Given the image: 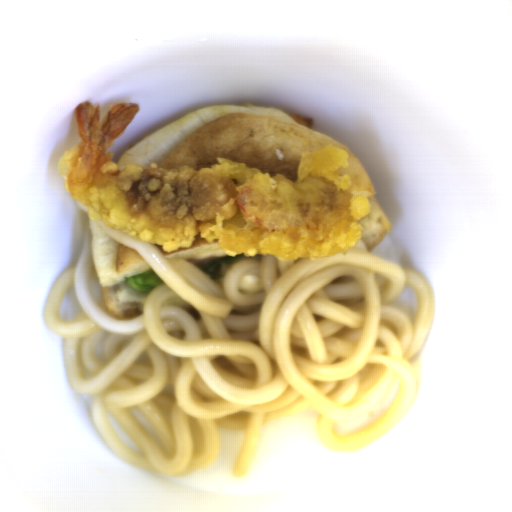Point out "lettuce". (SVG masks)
Returning a JSON list of instances; mask_svg holds the SVG:
<instances>
[{
  "label": "lettuce",
  "instance_id": "494a5c6d",
  "mask_svg": "<svg viewBox=\"0 0 512 512\" xmlns=\"http://www.w3.org/2000/svg\"><path fill=\"white\" fill-rule=\"evenodd\" d=\"M125 284L138 292L149 293L156 285L162 284V280L152 269L150 271L126 277Z\"/></svg>",
  "mask_w": 512,
  "mask_h": 512
},
{
  "label": "lettuce",
  "instance_id": "9fb2a089",
  "mask_svg": "<svg viewBox=\"0 0 512 512\" xmlns=\"http://www.w3.org/2000/svg\"><path fill=\"white\" fill-rule=\"evenodd\" d=\"M265 254H256L254 256H248L244 254H236V255H227L223 256L221 258H218L201 268H199L201 271H203L206 275L212 277L215 280H219L222 277L226 275L228 270L231 268L234 262H237L239 260L245 259V258H258Z\"/></svg>",
  "mask_w": 512,
  "mask_h": 512
}]
</instances>
